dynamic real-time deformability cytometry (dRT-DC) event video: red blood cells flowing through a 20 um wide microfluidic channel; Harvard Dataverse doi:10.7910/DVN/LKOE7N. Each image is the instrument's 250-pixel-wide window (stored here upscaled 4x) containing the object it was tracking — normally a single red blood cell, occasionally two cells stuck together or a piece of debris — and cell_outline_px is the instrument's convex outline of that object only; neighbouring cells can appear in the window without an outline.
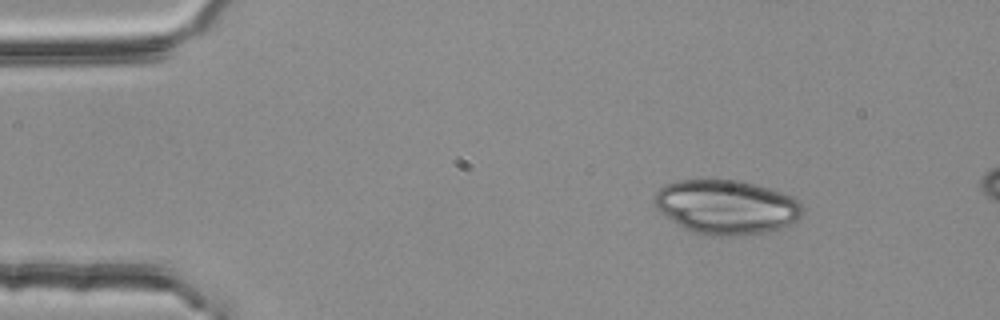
{"species": "common noctule bat (a hibernating species)", "species_latin": "Nyctalus noctula", "temperature_condition": "room temperature", "stored_images_in_passage": 3, "camera_frame_rate_fps": 3000, "um_per_image_px": 0.085, "animal": {"sex": "female", "body_mass_g": 25.1}, "frame": {"image": 1, "passage_image": 1, "time_ms": 0.0, "image_size_px": [1000, 320], "cell_outline_px": [[804, 212], [796, 220], [780, 228], [764, 232], [732, 236], [704, 236], [692, 232], [676, 224], [660, 212], [652, 204], [652, 196], [660, 188], [668, 184], [680, 180], [736, 180], [768, 188], [792, 196], [800, 200]], "centroid_in_image_um": [61.7, 17.61], "position_along_channel_um": 23.3, "area_um2": 46.99}}